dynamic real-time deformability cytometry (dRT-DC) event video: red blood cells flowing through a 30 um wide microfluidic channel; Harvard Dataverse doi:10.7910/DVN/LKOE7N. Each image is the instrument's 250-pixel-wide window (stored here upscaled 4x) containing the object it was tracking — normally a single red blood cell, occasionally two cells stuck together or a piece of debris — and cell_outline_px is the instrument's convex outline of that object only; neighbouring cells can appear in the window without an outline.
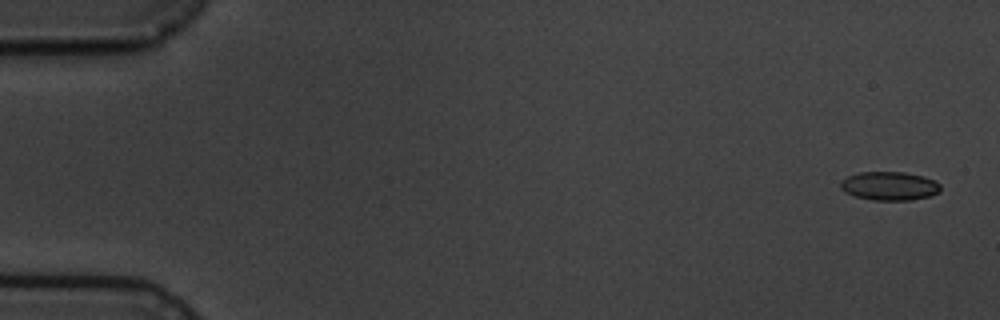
{"species": "common noctule bat (a hibernating species)", "species_latin": "Nyctalus noctula", "temperature_condition": "cold", "stored_images_in_passage": 5, "camera_frame_rate_fps": 3000, "um_per_image_px": 0.085, "animal": {"sex": "male", "body_mass_g": 19.5, "forearm_length_mm": 54.6}, "frame": {"image": 1, "passage_image": 1, "time_ms": 0.0, "image_size_px": [1000, 320], "cell_outline_px": [[940, 192], [928, 196], [908, 200], [872, 200], [856, 196], [844, 192], [840, 188], [840, 180], [848, 176], [860, 172], [904, 172], [924, 176], [936, 180], [940, 184]], "centroid_in_image_um": [75.59, 15.8], "position_along_channel_um": 9.4, "area_um2": 16.76}}